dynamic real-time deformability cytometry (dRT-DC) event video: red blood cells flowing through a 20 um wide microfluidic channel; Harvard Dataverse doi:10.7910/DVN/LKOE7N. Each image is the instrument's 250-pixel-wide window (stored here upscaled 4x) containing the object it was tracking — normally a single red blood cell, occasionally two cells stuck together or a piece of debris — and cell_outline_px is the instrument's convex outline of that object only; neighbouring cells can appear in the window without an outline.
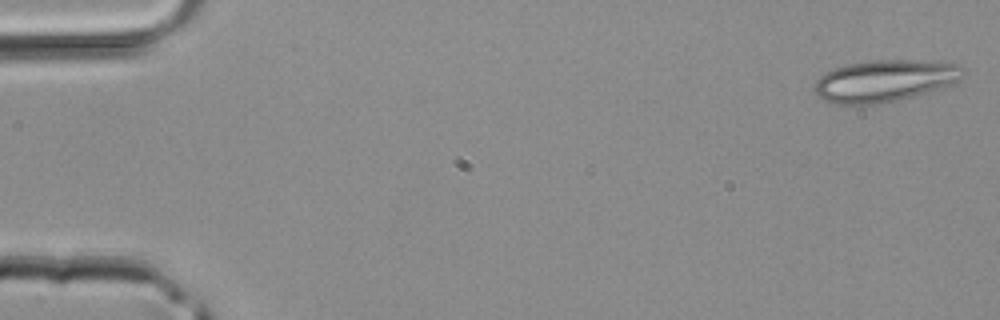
{"species": "common noctule bat (a hibernating species)", "species_latin": "Nyctalus noctula", "temperature_condition": "room temperature", "stored_images_in_passage": 16, "camera_frame_rate_fps": 3000, "um_per_image_px": 0.085, "animal": {"sex": "male", "body_mass_g": 20.4}, "frame": {"image": 1, "passage_image": 1, "time_ms": 0.0, "image_size_px": [1000, 320], "cell_outline_px": [[964, 72], [960, 80], [944, 88], [896, 100], [876, 104], [836, 104], [824, 100], [816, 96], [816, 80], [820, 76], [836, 68], [848, 64], [872, 60], [912, 60], [960, 64], [964, 68]], "centroid_in_image_um": [75.23, 6.87], "position_along_channel_um": 9.8, "area_um2": 36.01}}